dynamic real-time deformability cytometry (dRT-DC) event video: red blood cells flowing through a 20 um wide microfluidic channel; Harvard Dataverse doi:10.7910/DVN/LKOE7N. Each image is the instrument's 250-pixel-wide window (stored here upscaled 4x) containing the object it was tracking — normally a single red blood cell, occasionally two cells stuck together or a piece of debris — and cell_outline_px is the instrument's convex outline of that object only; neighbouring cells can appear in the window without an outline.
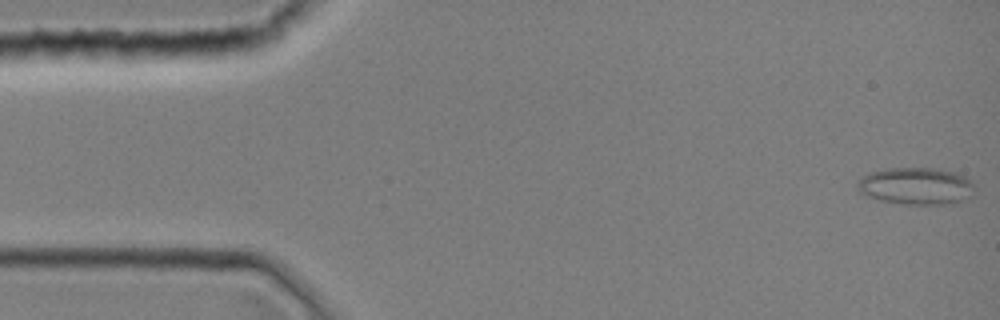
{"species": "common noctule bat (a hibernating species)", "species_latin": "Nyctalus noctula", "temperature_condition": "room temperature", "stored_images_in_passage": 10, "camera_frame_rate_fps": 3000, "um_per_image_px": 0.085, "animal": {"sex": "female", "body_mass_g": 19.0, "forearm_length_mm": 51.5}, "frame": {"image": 1, "passage_image": 1, "time_ms": 0.0, "image_size_px": [1000, 320], "cell_outline_px": [[972, 196], [956, 204], [900, 204], [880, 200], [868, 196], [860, 192], [856, 188], [856, 184], [864, 176], [872, 172], [888, 168], [932, 168], [956, 172], [964, 176], [972, 184]], "centroid_in_image_um": [77.87, 15.83], "position_along_channel_um": 7.1, "area_um2": 25.26}}
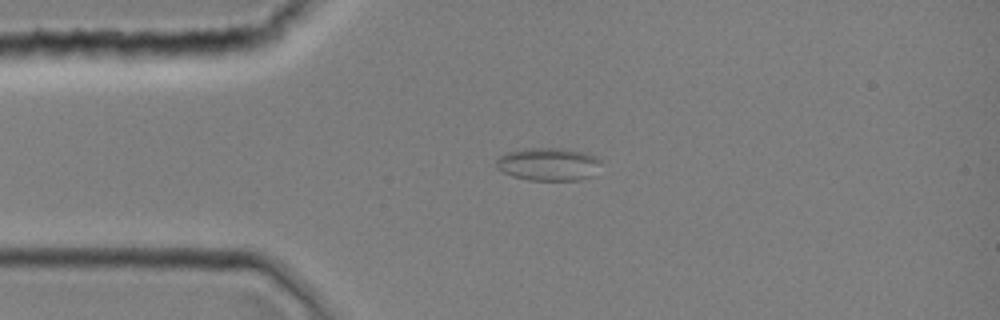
{"frame": {"image": 2, "passage_image": 9, "time_ms": 2.667, "image_size_px": [1000, 320], "cell_outline_px": [[600, 160], [596, 176], [580, 180], [528, 180], [512, 176], [496, 168], [496, 160], [500, 156], [508, 152], [524, 148], [560, 148], [584, 152], [596, 156]], "centroid_in_image_um": [46.64, 13.96], "position_along_channel_um": 38.4, "area_um2": 20.29}}